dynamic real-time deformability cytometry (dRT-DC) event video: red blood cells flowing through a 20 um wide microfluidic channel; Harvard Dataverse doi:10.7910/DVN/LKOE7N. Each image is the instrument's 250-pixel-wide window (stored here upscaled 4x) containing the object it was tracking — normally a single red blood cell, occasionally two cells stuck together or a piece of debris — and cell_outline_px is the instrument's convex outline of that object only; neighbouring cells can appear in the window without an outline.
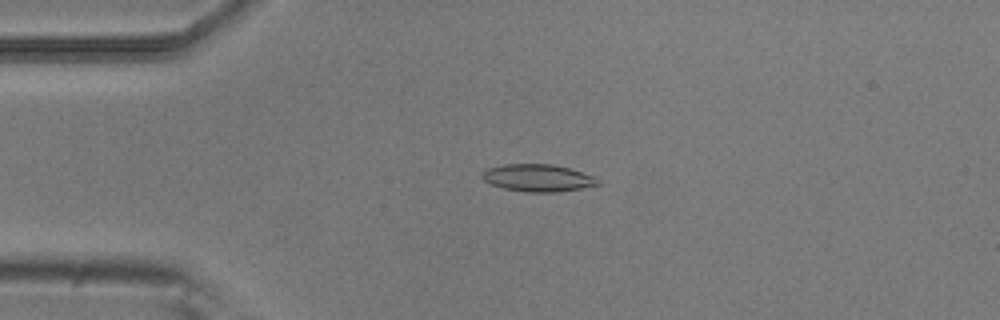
{"species": "common noctule bat (a hibernating species)", "species_latin": "Nyctalus noctula", "temperature_condition": "room temperature", "stored_images_in_passage": 40, "camera_frame_rate_fps": 3000, "um_per_image_px": 0.085, "animal": {"sex": "male", "body_mass_g": 20.5, "forearm_length_mm": 52.5}, "frame": {"image": 1, "passage_image": 11, "time_ms": 3.333, "image_size_px": [1000, 320], "cell_outline_px": [[600, 184], [580, 188], [556, 192], [524, 192], [504, 188], [492, 184], [484, 180], [480, 176], [488, 168], [504, 164], [552, 164], [568, 168], [596, 176], [600, 180]], "centroid_in_image_um": [45.74, 15.12], "position_along_channel_um": 39.3, "area_um2": 18.32}}
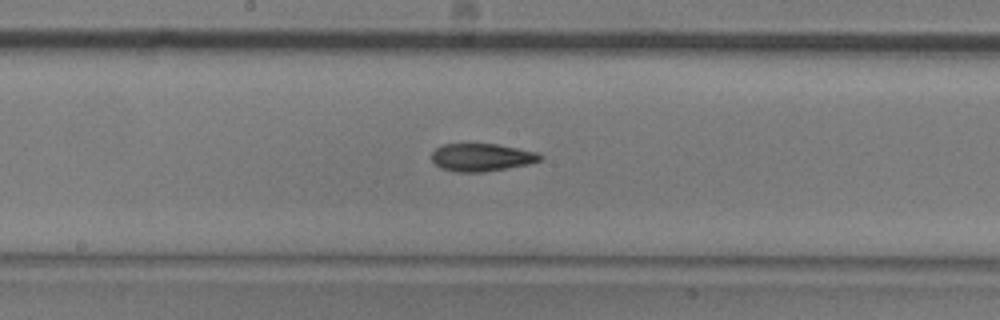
{"frame": {"image": 2, "passage_image": 26, "time_ms": 8.333, "image_size_px": [1000, 320], "cell_outline_px": [[544, 156], [540, 160], [528, 164], [484, 172], [456, 172], [440, 168], [432, 160], [432, 152], [436, 148], [444, 144], [496, 144], [536, 152]], "centroid_in_image_um": [40.92, 13.38], "position_along_channel_um": 207.3, "area_um2": 17.4}}
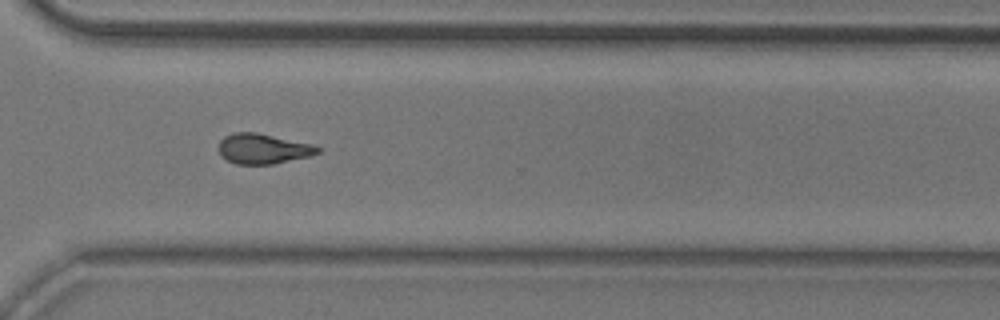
{"frame": {"image": 3, "passage_image": 37, "time_ms": 12.0, "image_size_px": [1000, 320], "cell_outline_px": [[320, 152], [308, 156], [272, 164], [236, 164], [220, 156], [220, 140], [224, 136], [232, 132], [256, 132], [312, 144], [320, 148]], "centroid_in_image_um": [22.33, 12.63], "position_along_channel_um": 348.3, "area_um2": 17.22}, "authors_computed_cell_mechanics": {"area_um2": 17.8313, "velocity_mm_per_s": 3.8684, "shape_relaxation_time_tau1_ms": 6.1498, "shape_relaxation_time_tau2_ms": 4.0343, "deformation_change_tau1": 0.1664, "deformation_change_tau2": 0.1266}}